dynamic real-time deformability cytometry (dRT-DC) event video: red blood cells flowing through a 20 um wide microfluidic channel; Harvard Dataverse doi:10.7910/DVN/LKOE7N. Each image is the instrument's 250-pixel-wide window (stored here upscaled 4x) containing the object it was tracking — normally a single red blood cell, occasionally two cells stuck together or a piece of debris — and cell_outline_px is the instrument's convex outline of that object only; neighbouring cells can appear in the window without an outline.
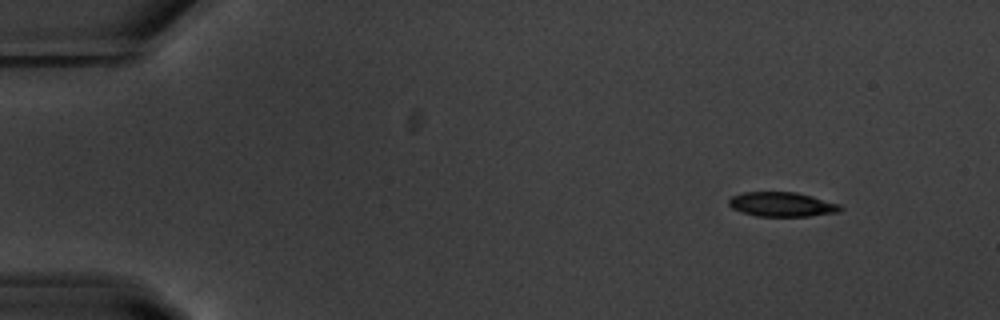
{"species": "common noctule bat (a hibernating species)", "species_latin": "Nyctalus noctula", "temperature_condition": "warm", "stored_images_in_passage": 50, "camera_frame_rate_fps": 3000, "um_per_image_px": 0.085, "animal": {"sex": "male", "body_mass_g": 20.1, "forearm_length_mm": 53.5}, "frame": {"image": 1, "passage_image": 1, "time_ms": 0.0, "image_size_px": [1000, 320], "cell_outline_px": [[844, 208], [840, 212], [808, 216], [756, 216], [740, 212], [732, 208], [728, 204], [728, 200], [732, 196], [744, 192], [796, 192], [812, 196], [840, 204]], "centroid_in_image_um": [66.47, 17.37], "position_along_channel_um": 18.5, "area_um2": 16.01}}
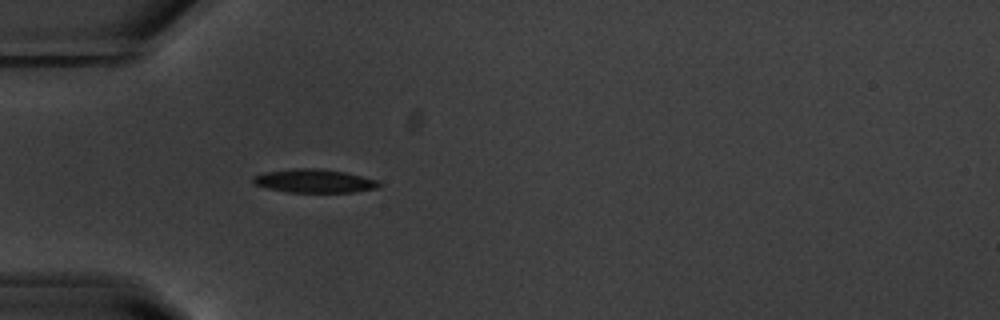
{"frame": {"image": 2, "passage_image": 12, "time_ms": 3.667, "image_size_px": [1000, 320], "cell_outline_px": [[380, 184], [376, 188], [352, 192], [288, 192], [268, 188], [252, 184], [252, 176], [264, 172], [292, 168], [316, 168], [344, 172], [376, 180]], "centroid_in_image_um": [26.62, 15.37], "position_along_channel_um": 58.4, "area_um2": 17.11}}
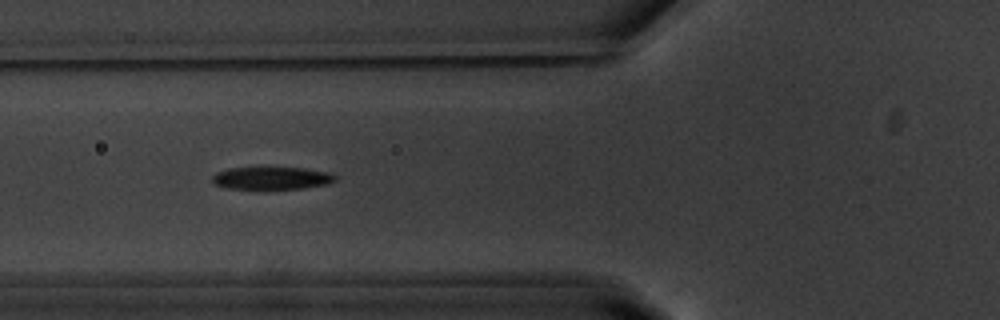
{"frame": {"image": 3, "passage_image": 16, "time_ms": 5.0, "image_size_px": [1000, 320], "cell_outline_px": [[336, 180], [328, 184], [304, 188], [260, 192], [256, 192], [228, 188], [212, 184], [212, 176], [216, 172], [228, 168], [304, 168], [328, 172], [336, 176]], "centroid_in_image_um": [23.03, 15.2], "position_along_channel_um": 102.8, "area_um2": 17.11}, "authors_computed_cell_mechanics": {"area_um2": 17.1377, "velocity_mm_per_s": 3.7297, "shape_relaxation_time_tau1_ms": 3.334, "shape_relaxation_time_tau2_ms": 6.7432, "deformation_change_tau1": 0.1407, "deformation_change_tau2": 0.1388}}